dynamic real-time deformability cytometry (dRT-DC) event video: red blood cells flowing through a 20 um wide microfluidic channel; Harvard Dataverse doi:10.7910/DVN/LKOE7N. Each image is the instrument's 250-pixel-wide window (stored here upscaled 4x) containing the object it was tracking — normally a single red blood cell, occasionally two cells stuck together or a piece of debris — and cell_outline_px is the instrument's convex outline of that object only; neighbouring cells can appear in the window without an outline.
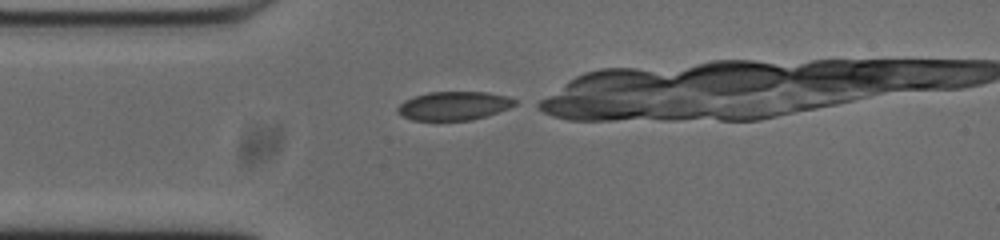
{"species": "common noctule bat (a hibernating species)", "species_latin": "Nyctalus noctula", "temperature_condition": "cold", "stored_images_in_passage": 10, "camera_frame_rate_fps": 3000, "um_per_image_px": 0.085, "animal": {"sex": "male", "body_mass_g": 20.0, "forearm_length_mm": 53.3}, "frame": {"image": 1, "passage_image": 1, "time_ms": 0.0, "image_size_px": [1000, 240], "cell_outline_px": [[516, 104], [508, 108], [472, 120], [412, 120], [396, 112], [396, 108], [404, 100], [412, 96], [428, 92], [488, 92], [508, 96], [516, 100]], "centroid_in_image_um": [38.54, 8.98], "position_along_channel_um": 46.5, "area_um2": 19.54}}
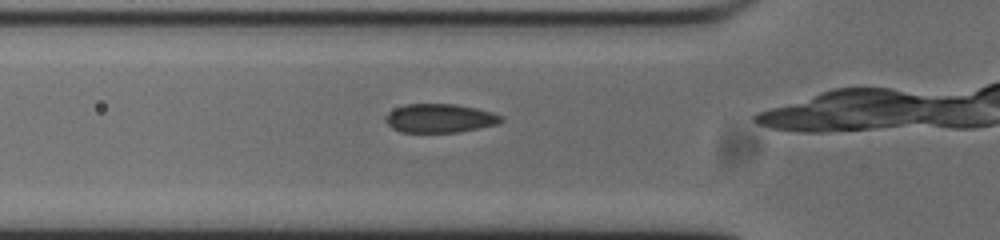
{"frame": {"image": 2, "passage_image": 5, "time_ms": 1.333, "image_size_px": [1000, 240], "cell_outline_px": [[504, 120], [496, 124], [460, 132], [400, 132], [392, 128], [384, 120], [384, 116], [388, 112], [404, 104], [456, 104], [476, 108], [492, 112], [504, 116]], "centroid_in_image_um": [37.37, 10.05], "position_along_channel_um": 88.4, "area_um2": 19.48}}